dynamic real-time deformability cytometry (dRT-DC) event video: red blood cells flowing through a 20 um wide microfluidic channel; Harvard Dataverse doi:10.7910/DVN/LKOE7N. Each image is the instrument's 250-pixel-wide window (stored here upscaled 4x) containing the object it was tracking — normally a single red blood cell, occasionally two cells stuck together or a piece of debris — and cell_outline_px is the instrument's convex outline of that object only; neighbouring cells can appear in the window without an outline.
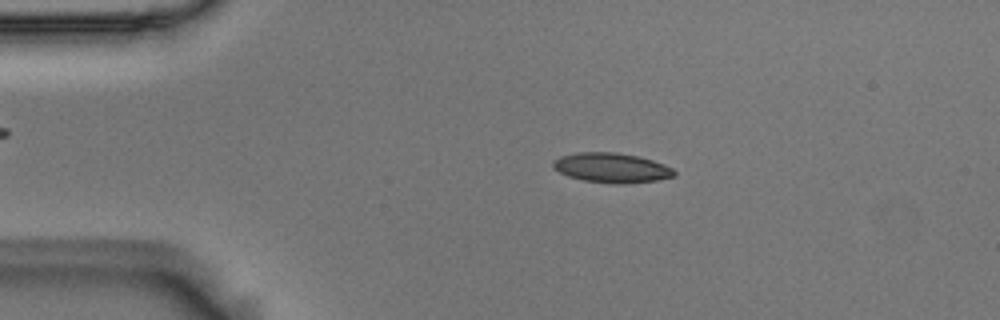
{"species": "Egyptian fruit bat (a non-hibernating species)", "species_latin": "Rousettus aegyptiacus", "temperature_condition": "room temperature", "stored_images_in_passage": 8, "camera_frame_rate_fps": 3000, "um_per_image_px": 0.085, "animal": {"sex": "male"}, "frame": {"image": 1, "passage_image": 2, "time_ms": 0.333, "image_size_px": [1000, 320], "cell_outline_px": [[676, 176], [656, 180], [624, 184], [616, 184], [584, 180], [568, 176], [552, 168], [552, 160], [560, 156], [576, 152], [616, 152], [640, 156], [664, 164], [672, 168], [676, 172]], "centroid_in_image_um": [51.97, 14.25], "position_along_channel_um": 33.0, "area_um2": 21.15}}
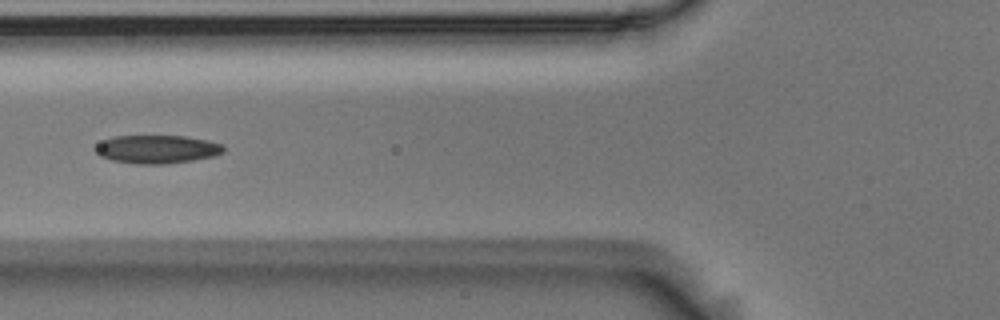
{"frame": {"image": 2, "passage_image": 4, "time_ms": 1.0, "image_size_px": [1000, 320], "cell_outline_px": [[224, 152], [212, 156], [192, 160], [164, 164], [136, 164], [112, 160], [100, 156], [96, 152], [96, 148], [104, 140], [116, 136], [184, 136], [208, 140], [224, 144]], "centroid_in_image_um": [13.38, 12.68], "position_along_channel_um": 112.4, "area_um2": 20.92}}
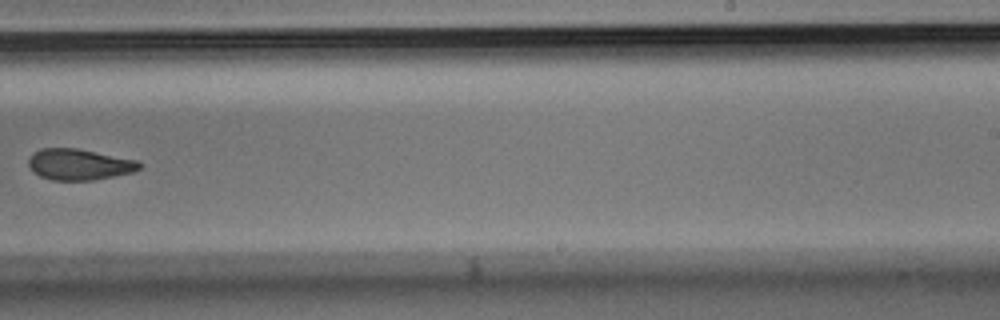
{"frame": {"image": 3, "passage_image": 8, "time_ms": 2.333, "image_size_px": [1000, 320], "cell_outline_px": [[140, 168], [132, 172], [92, 180], [52, 180], [40, 176], [32, 172], [28, 164], [28, 160], [32, 152], [40, 148], [76, 148], [136, 160], [140, 164]], "centroid_in_image_um": [6.65, 13.97], "position_along_channel_um": 282.3, "area_um2": 19.94}}